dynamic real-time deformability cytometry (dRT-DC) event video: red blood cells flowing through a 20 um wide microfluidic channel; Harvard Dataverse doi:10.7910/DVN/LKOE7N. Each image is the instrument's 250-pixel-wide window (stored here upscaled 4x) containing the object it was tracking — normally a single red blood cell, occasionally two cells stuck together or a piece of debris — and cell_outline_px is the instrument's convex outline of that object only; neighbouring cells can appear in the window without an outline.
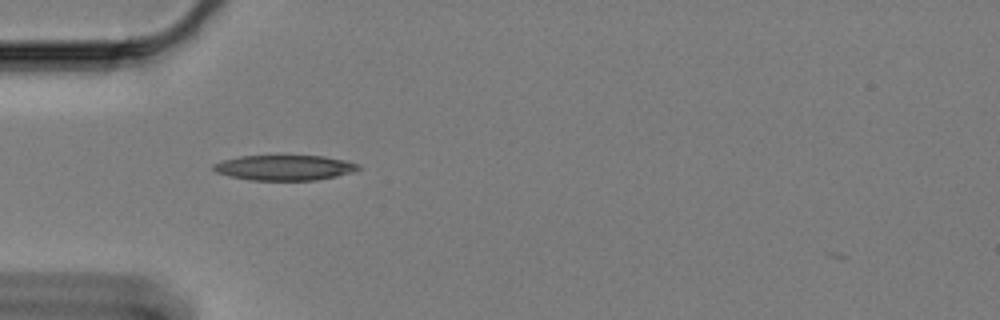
{"species": "Egyptian fruit bat (a non-hibernating species)", "species_latin": "Rousettus aegyptiacus", "temperature_condition": "cold", "stored_images_in_passage": 42, "camera_frame_rate_fps": 3000, "um_per_image_px": 0.085, "animal": {"sex": "female"}, "frame": {"image": 1, "passage_image": 1, "time_ms": 0.0, "image_size_px": [1000, 320], "cell_outline_px": [[360, 168], [352, 172], [336, 176], [316, 180], [252, 180], [232, 176], [216, 172], [212, 168], [212, 164], [224, 160], [240, 156], [324, 156], [344, 160], [360, 164]], "centroid_in_image_um": [24.2, 14.25], "position_along_channel_um": 60.8, "area_um2": 21.1}}
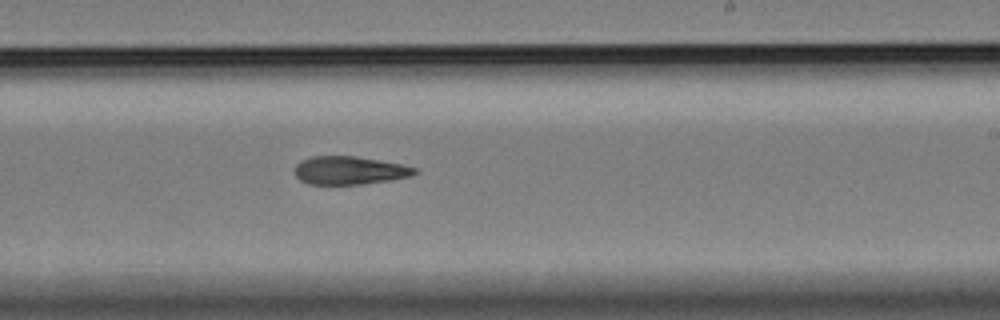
{"frame": {"image": 2, "passage_image": 19, "time_ms": 6.0, "image_size_px": [1000, 320], "cell_outline_px": [[420, 172], [412, 176], [388, 180], [360, 184], [308, 184], [300, 180], [296, 176], [296, 164], [300, 160], [312, 156], [356, 156], [404, 164], [420, 168]], "centroid_in_image_um": [29.77, 14.47], "position_along_channel_um": 259.2, "area_um2": 19.88}}
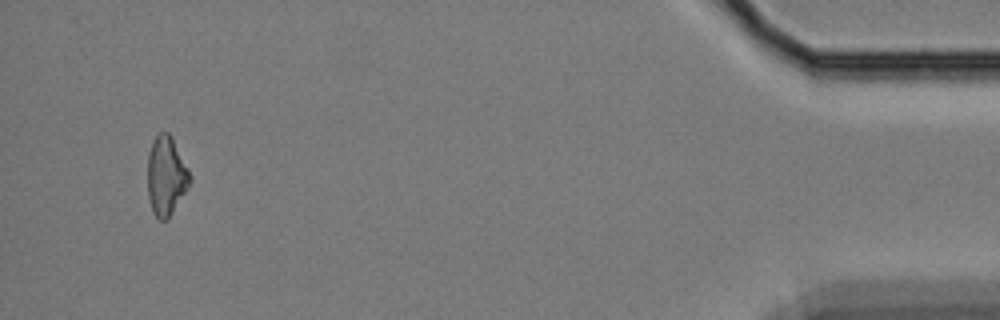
{"frame": {"image": 3, "passage_image": 40, "time_ms": 13.0, "image_size_px": [1000, 320], "cell_outline_px": [[192, 180], [168, 220], [160, 220], [152, 212], [148, 196], [148, 156], [152, 140], [160, 132], [168, 132], [188, 168]], "centroid_in_image_um": [14.11, 14.98], "position_along_channel_um": 421.1, "area_um2": 19.31}}